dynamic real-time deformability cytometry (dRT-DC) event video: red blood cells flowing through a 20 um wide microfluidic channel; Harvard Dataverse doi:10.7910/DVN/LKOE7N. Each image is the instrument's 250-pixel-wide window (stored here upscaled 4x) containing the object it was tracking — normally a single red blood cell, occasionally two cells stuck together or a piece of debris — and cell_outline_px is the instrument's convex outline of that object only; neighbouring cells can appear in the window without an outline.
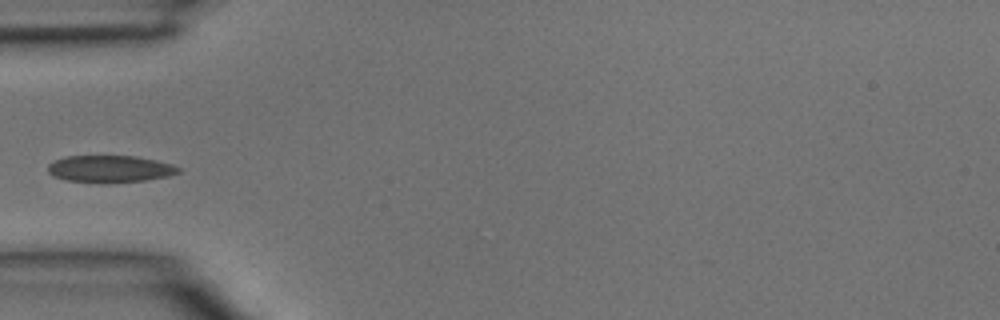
{"species": "common noctule bat (a hibernating species)", "species_latin": "Nyctalus noctula", "temperature_condition": "room temperature", "stored_images_in_passage": 4, "camera_frame_rate_fps": 3000, "um_per_image_px": 0.085, "animal": {"sex": "male", "body_mass_g": 15.6}, "frame": {"image": 1, "passage_image": 4, "time_ms": 1.0, "image_size_px": [1000, 320], "cell_outline_px": [[180, 172], [168, 176], [144, 180], [68, 180], [52, 176], [48, 172], [48, 164], [52, 160], [64, 156], [136, 156], [156, 160], [172, 164], [180, 168]], "centroid_in_image_um": [9.33, 14.3], "position_along_channel_um": 75.7, "area_um2": 19.71}}